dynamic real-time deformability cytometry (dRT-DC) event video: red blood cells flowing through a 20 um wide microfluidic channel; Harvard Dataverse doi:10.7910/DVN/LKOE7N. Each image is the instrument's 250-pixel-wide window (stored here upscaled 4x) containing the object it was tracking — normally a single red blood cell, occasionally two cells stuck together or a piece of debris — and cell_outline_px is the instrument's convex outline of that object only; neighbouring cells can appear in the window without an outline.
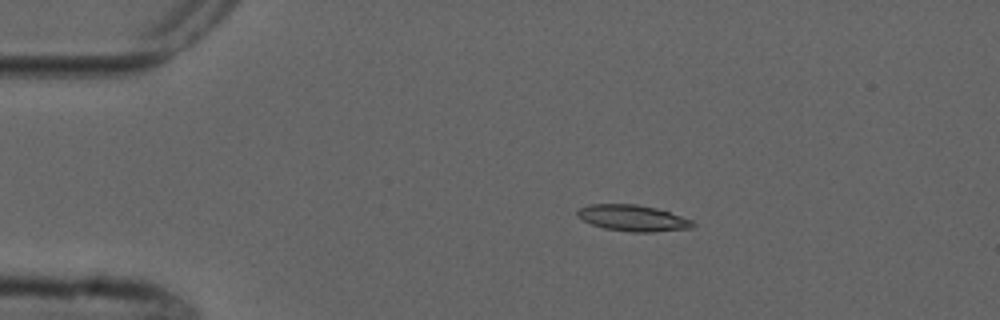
{"species": "common noctule bat (a hibernating species)", "species_latin": "Nyctalus noctula", "temperature_condition": "cold", "stored_images_in_passage": 7, "camera_frame_rate_fps": 3000, "um_per_image_px": 0.085, "animal": {"sex": "male", "forearm_length_mm": 52.5}, "frame": {"image": 1, "passage_image": 3, "time_ms": 2.333, "image_size_px": [1000, 320], "cell_outline_px": [[696, 224], [692, 228], [652, 232], [632, 232], [604, 228], [592, 224], [576, 216], [576, 212], [580, 208], [588, 204], [636, 204], [656, 208], [692, 220]], "centroid_in_image_um": [53.78, 18.53], "position_along_channel_um": 31.2, "area_um2": 17.51}}
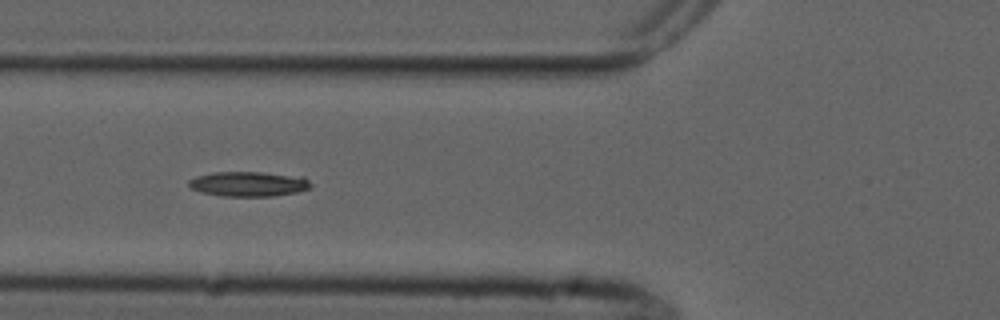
{"frame": {"image": 2, "passage_image": 6, "time_ms": 5.667, "image_size_px": [1000, 320], "cell_outline_px": [[312, 188], [296, 192], [272, 196], [224, 196], [200, 192], [192, 188], [188, 184], [188, 180], [196, 176], [216, 172], [260, 172], [304, 176], [312, 184]], "centroid_in_image_um": [21.16, 15.63], "position_along_channel_um": 104.6, "area_um2": 17.74}}
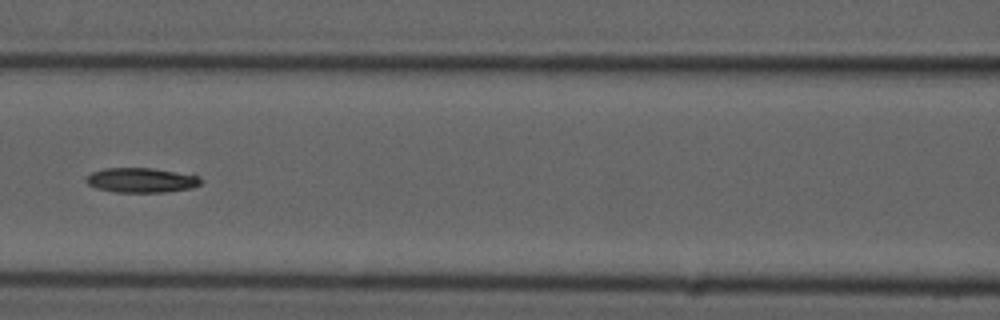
{"frame": {"image": 3, "passage_image": 7, "time_ms": 7.0, "image_size_px": [1000, 320], "cell_outline_px": [[204, 180], [200, 184], [192, 188], [164, 192], [112, 192], [96, 188], [88, 184], [84, 180], [92, 172], [104, 168], [152, 168], [200, 176]], "centroid_in_image_um": [12.02, 15.32], "position_along_channel_um": 154.6, "area_um2": 16.59}}